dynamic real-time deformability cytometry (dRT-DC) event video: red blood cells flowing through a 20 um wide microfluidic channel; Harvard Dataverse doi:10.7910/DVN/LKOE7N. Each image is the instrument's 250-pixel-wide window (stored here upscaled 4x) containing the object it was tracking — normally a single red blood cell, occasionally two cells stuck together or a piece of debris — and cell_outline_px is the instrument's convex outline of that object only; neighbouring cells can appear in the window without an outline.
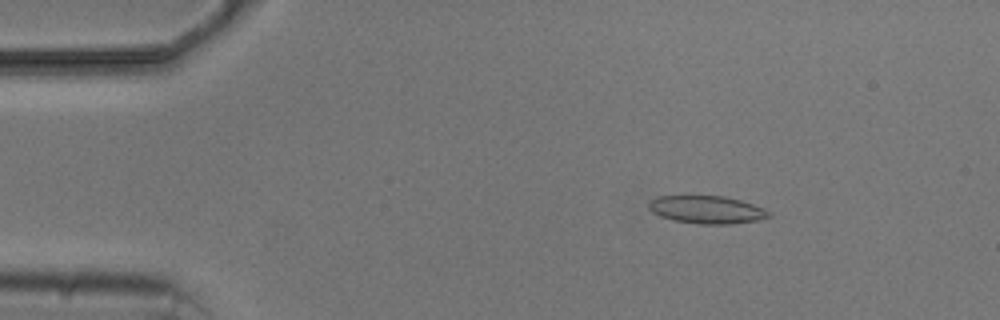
{"species": "common noctule bat (a hibernating species)", "species_latin": "Nyctalus noctula", "temperature_condition": "cold", "stored_images_in_passage": 4, "camera_frame_rate_fps": 3000, "um_per_image_px": 0.085, "animal": {"sex": "male", "body_mass_g": 20.5, "forearm_length_mm": 52.5}, "frame": {"image": 1, "passage_image": 2, "time_ms": 1.333, "image_size_px": [1000, 320], "cell_outline_px": [[772, 216], [756, 220], [728, 224], [700, 224], [672, 220], [660, 216], [652, 212], [648, 208], [648, 204], [656, 196], [724, 196], [740, 200], [764, 208], [772, 212]], "centroid_in_image_um": [60.08, 17.82], "position_along_channel_um": 24.9, "area_um2": 19.42}}